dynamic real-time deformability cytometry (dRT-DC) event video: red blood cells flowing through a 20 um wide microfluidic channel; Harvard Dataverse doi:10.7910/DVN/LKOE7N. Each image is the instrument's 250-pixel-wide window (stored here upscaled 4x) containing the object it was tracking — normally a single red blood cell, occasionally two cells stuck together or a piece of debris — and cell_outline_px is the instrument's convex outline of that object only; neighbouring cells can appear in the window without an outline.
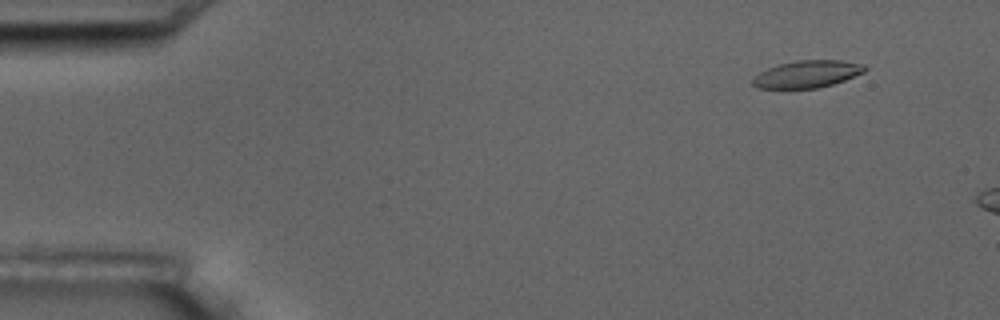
{"species": "common noctule bat (a hibernating species)", "species_latin": "Nyctalus noctula", "temperature_condition": "room temperature", "stored_images_in_passage": 3, "camera_frame_rate_fps": 3000, "um_per_image_px": 0.085, "animal": {"sex": "male", "body_mass_g": 17.5, "forearm_length_mm": 52.3}, "frame": {"image": 1, "passage_image": 1, "time_ms": 0.0, "image_size_px": [1000, 320], "cell_outline_px": [[868, 68], [864, 72], [844, 80], [832, 84], [816, 88], [756, 88], [752, 84], [752, 76], [768, 68], [780, 64], [796, 60], [840, 60], [864, 64]], "centroid_in_image_um": [68.6, 6.29], "position_along_channel_um": 16.4, "area_um2": 17.74}}